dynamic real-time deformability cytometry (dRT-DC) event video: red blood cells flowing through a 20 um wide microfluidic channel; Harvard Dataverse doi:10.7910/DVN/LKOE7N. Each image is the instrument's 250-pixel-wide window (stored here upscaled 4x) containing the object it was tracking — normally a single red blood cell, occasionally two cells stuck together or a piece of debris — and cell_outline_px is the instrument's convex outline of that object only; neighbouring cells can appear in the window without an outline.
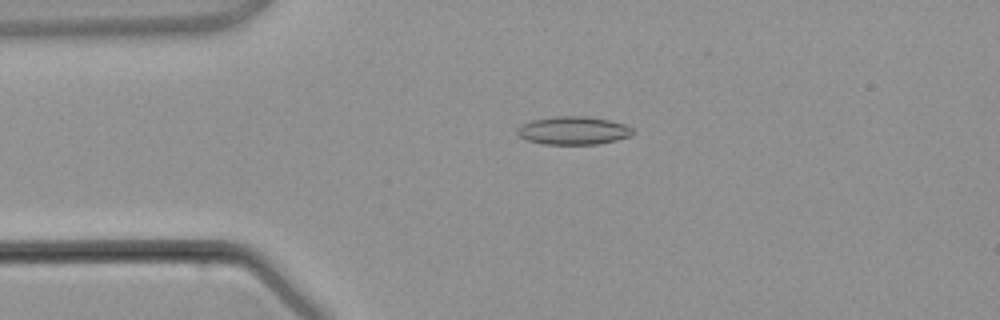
{"species": "common noctule bat (a hibernating species)", "species_latin": "Nyctalus noctula", "temperature_condition": "warm", "stored_images_in_passage": 1, "camera_frame_rate_fps": 3000, "um_per_image_px": 0.085, "animal": {"sex": "male", "body_mass_g": 21.5, "forearm_length_mm": 52.0}, "frame": {"image": 1, "passage_image": 1, "time_ms": 0.0, "image_size_px": [1000, 320], "cell_outline_px": [[636, 132], [632, 136], [616, 140], [596, 144], [544, 144], [524, 140], [516, 132], [516, 128], [520, 124], [532, 120], [556, 116], [588, 116], [608, 120], [624, 124], [632, 128]], "centroid_in_image_um": [48.72, 11.09], "position_along_channel_um": 36.3, "area_um2": 19.13}}